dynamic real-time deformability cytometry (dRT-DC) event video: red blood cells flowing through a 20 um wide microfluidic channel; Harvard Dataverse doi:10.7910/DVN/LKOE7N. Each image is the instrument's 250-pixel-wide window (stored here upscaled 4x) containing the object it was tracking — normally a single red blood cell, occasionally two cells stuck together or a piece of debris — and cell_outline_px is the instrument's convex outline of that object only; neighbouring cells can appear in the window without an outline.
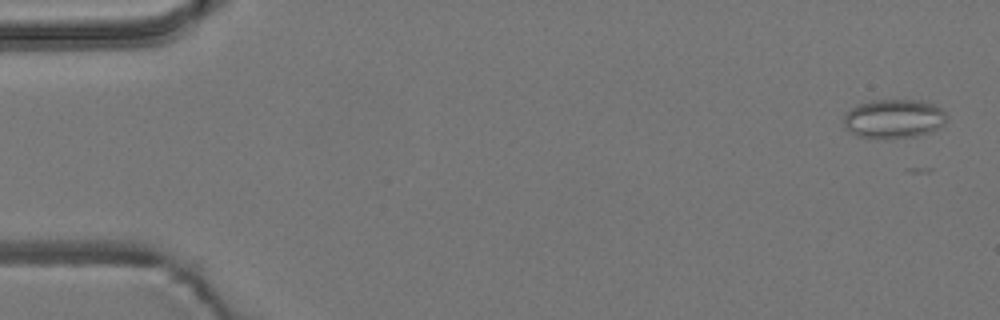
{"species": "common noctule bat (a hibernating species)", "species_latin": "Nyctalus noctula", "temperature_condition": "room temperature", "stored_images_in_passage": 16, "camera_frame_rate_fps": 3000, "um_per_image_px": 0.085, "animal": {"sex": "male", "body_mass_g": 19.2, "forearm_length_mm": 51.8}, "frame": {"image": 1, "passage_image": 1, "time_ms": 0.0, "image_size_px": [1000, 320], "cell_outline_px": [[948, 120], [944, 124], [932, 132], [916, 136], [856, 136], [848, 132], [844, 124], [844, 112], [856, 104], [872, 100], [920, 100], [932, 104], [948, 112]], "centroid_in_image_um": [75.99, 10.05], "position_along_channel_um": 9.0, "area_um2": 23.35}}
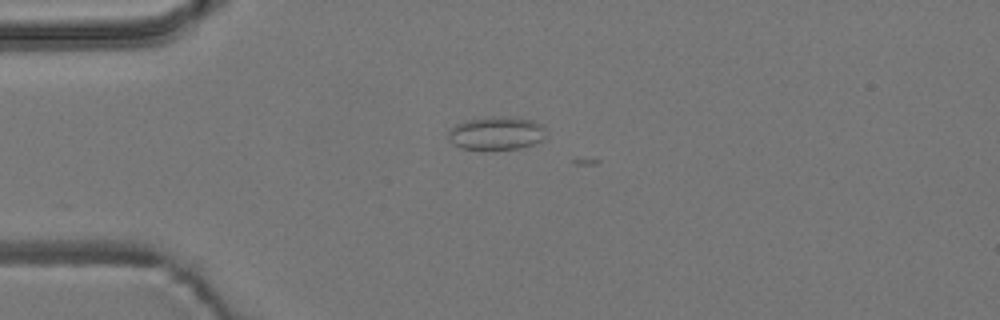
{"frame": {"image": 2, "passage_image": 13, "time_ms": 4.0, "image_size_px": [1000, 320], "cell_outline_px": [[548, 136], [532, 144], [520, 148], [460, 148], [448, 140], [448, 132], [456, 124], [468, 120], [492, 116], [532, 120], [544, 124]], "centroid_in_image_um": [42.22, 11.31], "position_along_channel_um": 42.8, "area_um2": 18.61}}